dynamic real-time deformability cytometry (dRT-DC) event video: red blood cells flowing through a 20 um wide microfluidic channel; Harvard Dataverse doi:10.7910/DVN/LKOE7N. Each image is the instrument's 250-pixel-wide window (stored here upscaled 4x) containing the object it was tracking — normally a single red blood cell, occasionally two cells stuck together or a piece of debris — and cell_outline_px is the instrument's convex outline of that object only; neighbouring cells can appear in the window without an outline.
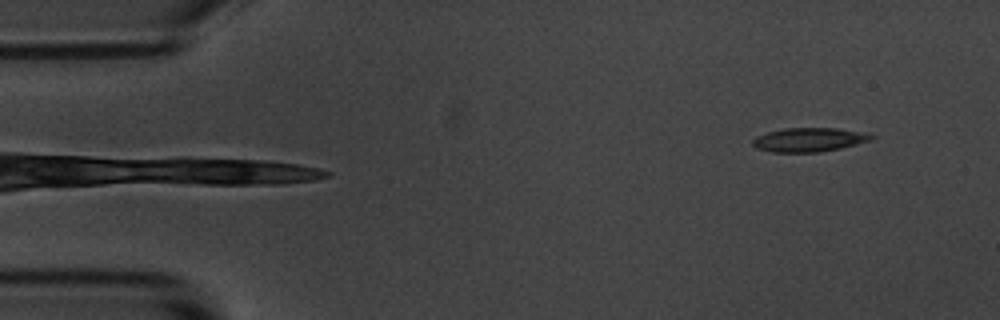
{"species": "common noctule bat (a hibernating species)", "species_latin": "Nyctalus noctula", "temperature_condition": "room temperature", "stored_images_in_passage": 51, "camera_frame_rate_fps": 3000, "um_per_image_px": 0.085, "animal": {"sex": "male", "body_mass_g": 20.1, "forearm_length_mm": 53.5}, "frame": {"image": 1, "passage_image": 1, "time_ms": 0.0, "image_size_px": [1000, 320], "cell_outline_px": [[876, 136], [872, 140], [840, 148], [820, 152], [772, 152], [756, 148], [752, 144], [752, 140], [756, 136], [768, 132], [784, 128], [836, 128], [860, 132]], "centroid_in_image_um": [68.74, 11.88], "position_along_channel_um": 16.3, "area_um2": 16.47}}
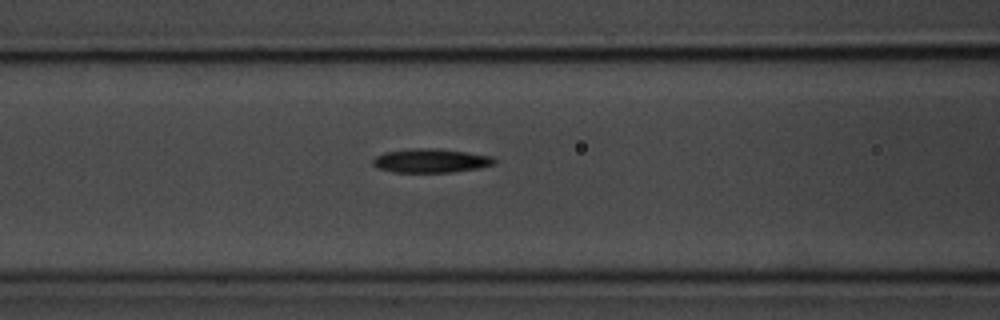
{"frame": {"image": 2, "passage_image": 18, "time_ms": 5.667, "image_size_px": [1000, 320], "cell_outline_px": [[496, 164], [476, 168], [452, 172], [392, 172], [380, 168], [372, 164], [372, 160], [376, 156], [384, 152], [408, 148], [436, 148], [468, 152], [492, 156], [496, 160]], "centroid_in_image_um": [36.61, 13.64], "position_along_channel_um": 130.0, "area_um2": 16.99}}
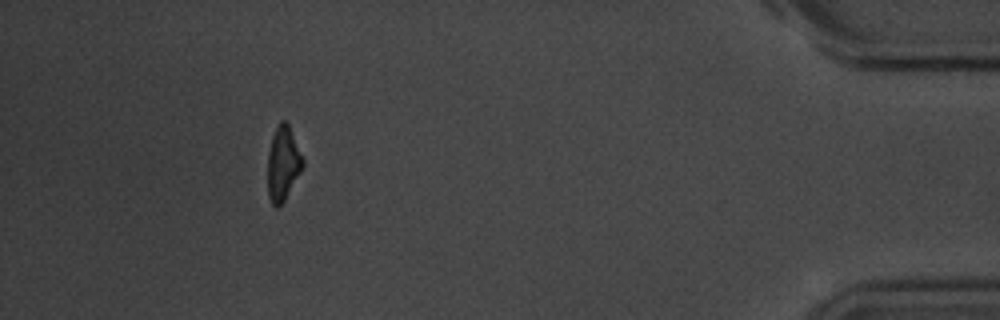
{"frame": {"image": 3, "passage_image": 46, "time_ms": 15.0, "image_size_px": [1000, 320], "cell_outline_px": [[304, 164], [300, 172], [284, 200], [276, 208], [272, 204], [268, 196], [268, 152], [272, 136], [280, 120], [284, 120], [288, 124], [304, 160]], "centroid_in_image_um": [24.04, 13.89], "position_along_channel_um": 411.2, "area_um2": 14.91}, "authors_computed_cell_mechanics": {"area_um2": 16.7042, "velocity_mm_per_s": 3.659, "shape_relaxation_time_tau1_ms": 3.5906, "shape_relaxation_time_tau2_ms": null, "deformation_change_tau1": 0.13, "deformation_change_tau2": null}}